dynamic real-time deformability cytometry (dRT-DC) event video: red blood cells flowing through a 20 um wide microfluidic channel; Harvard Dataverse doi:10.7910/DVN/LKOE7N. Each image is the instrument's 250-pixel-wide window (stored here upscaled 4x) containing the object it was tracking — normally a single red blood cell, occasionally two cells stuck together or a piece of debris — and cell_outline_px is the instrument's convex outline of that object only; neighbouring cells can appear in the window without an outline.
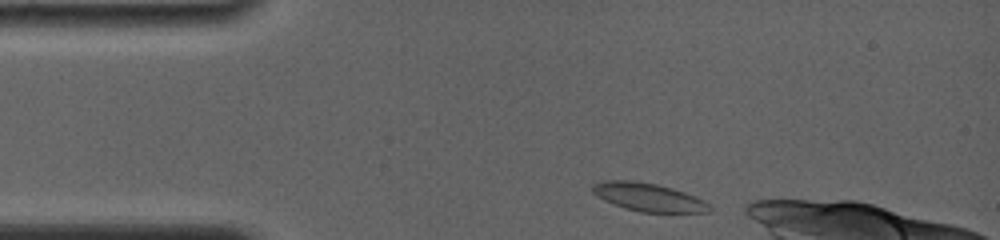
{"species": "common noctule bat (a hibernating species)", "species_latin": "Nyctalus noctula", "temperature_condition": "room temperature", "stored_images_in_passage": 4, "camera_frame_rate_fps": 4000, "um_per_image_px": 0.085, "animal": {"sex": "female", "body_mass_g": 19.0, "forearm_length_mm": 56.7}, "frame": {"image": 1, "passage_image": 1, "time_ms": 0.0, "image_size_px": [1000, 240], "cell_outline_px": [[712, 212], [640, 212], [624, 208], [604, 200], [596, 196], [592, 192], [592, 184], [604, 180], [632, 180], [656, 184], [672, 188], [684, 192], [704, 200], [712, 208]], "centroid_in_image_um": [55.09, 16.76], "position_along_channel_um": 29.9, "area_um2": 19.25}}